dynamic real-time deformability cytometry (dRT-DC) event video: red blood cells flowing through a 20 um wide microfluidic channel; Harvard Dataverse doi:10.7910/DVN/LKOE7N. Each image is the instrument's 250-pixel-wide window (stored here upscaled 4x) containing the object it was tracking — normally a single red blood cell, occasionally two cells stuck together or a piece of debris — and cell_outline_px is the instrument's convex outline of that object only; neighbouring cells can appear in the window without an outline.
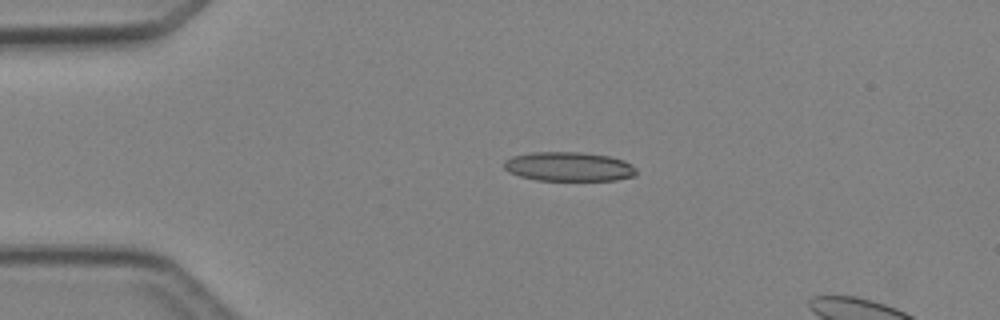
{"species": "Egyptian fruit bat (a non-hibernating species)", "species_latin": "Rousettus aegyptiacus", "temperature_condition": "cold", "stored_images_in_passage": 5, "segment_of_instrument_passage": [1, 2], "camera_frame_rate_fps": 3000, "um_per_image_px": 0.085, "animal": {"sex": "female"}, "frame": {"image": 1, "passage_image": 3, "time_ms": 2.333, "image_size_px": [1000, 320], "cell_outline_px": [[636, 176], [616, 180], [536, 180], [520, 176], [508, 172], [504, 168], [504, 160], [512, 156], [528, 152], [580, 152], [608, 156], [624, 160], [632, 164], [636, 168]], "centroid_in_image_um": [48.34, 14.16], "position_along_channel_um": 36.7, "area_um2": 22.72}}